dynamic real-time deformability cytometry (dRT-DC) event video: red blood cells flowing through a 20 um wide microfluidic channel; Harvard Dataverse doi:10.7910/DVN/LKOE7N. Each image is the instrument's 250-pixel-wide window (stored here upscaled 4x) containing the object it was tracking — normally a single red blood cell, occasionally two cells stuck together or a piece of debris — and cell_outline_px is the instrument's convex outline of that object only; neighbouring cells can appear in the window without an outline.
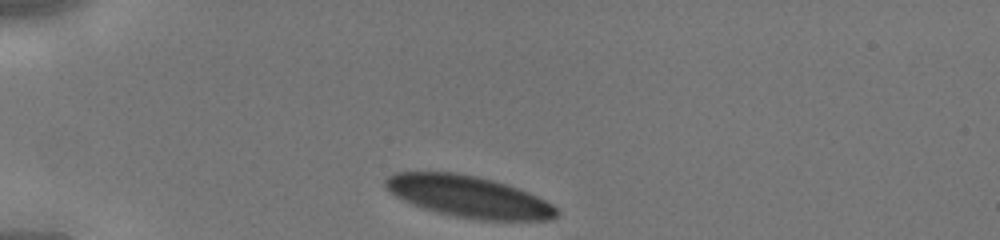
{"species": "human", "species_latin": "Homo sapiens", "temperature_condition": "cold", "stored_images_in_passage": 27, "camera_frame_rate_fps": 3000, "um_per_image_px": 0.085, "donor": {"sex": "male"}, "frame": {"image": 1, "passage_image": 1, "time_ms": 0.0, "image_size_px": [1000, 240], "cell_outline_px": [[560, 212], [556, 216], [548, 220], [480, 220], [456, 216], [424, 208], [412, 204], [396, 196], [384, 184], [384, 180], [388, 176], [396, 172], [456, 172], [476, 176], [492, 180], [528, 192], [552, 204]], "centroid_in_image_um": [39.84, 16.71], "position_along_channel_um": 45.2, "area_um2": 40.92}}
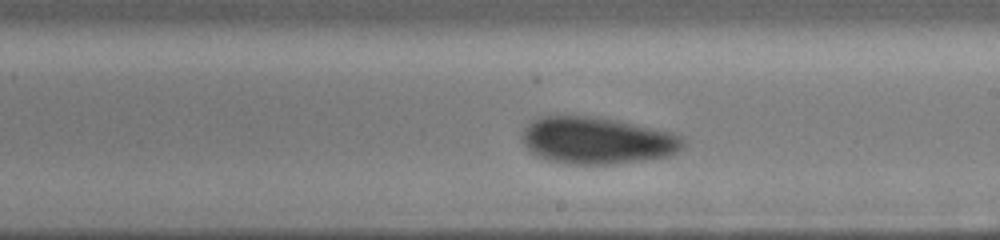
{"frame": {"image": 2, "passage_image": 16, "time_ms": 5.0, "image_size_px": [1000, 240], "cell_outline_px": [[688, 144], [684, 148], [668, 156], [644, 160], [616, 164], [564, 164], [548, 160], [536, 156], [520, 140], [520, 132], [532, 120], [540, 116], [596, 116], [620, 120], [672, 132], [684, 136]], "centroid_in_image_um": [50.77, 11.94], "position_along_channel_um": 238.2, "area_um2": 44.97}}
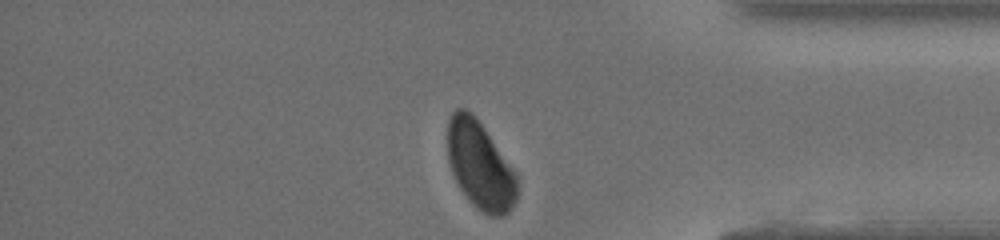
{"frame": {"image": 3, "passage_image": 27, "time_ms": 8.667, "image_size_px": [1000, 240], "cell_outline_px": [[520, 176], [516, 200], [512, 208], [508, 212], [500, 216], [488, 216], [476, 208], [472, 204], [460, 188], [452, 172], [448, 160], [448, 120], [452, 112], [456, 108], [464, 108], [472, 112], [476, 116]], "centroid_in_image_um": [40.84, 14.05], "position_along_channel_um": 394.4, "area_um2": 36.18}}